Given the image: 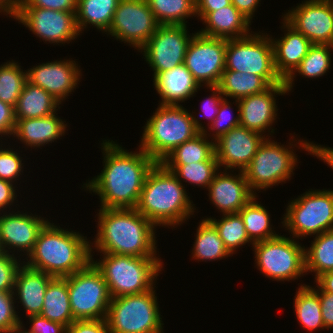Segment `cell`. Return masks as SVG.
I'll return each mask as SVG.
<instances>
[{
    "instance_id": "cell-1",
    "label": "cell",
    "mask_w": 333,
    "mask_h": 333,
    "mask_svg": "<svg viewBox=\"0 0 333 333\" xmlns=\"http://www.w3.org/2000/svg\"><path fill=\"white\" fill-rule=\"evenodd\" d=\"M101 145L104 167L84 188L99 195L101 208H136L146 176L157 162L140 146L139 152H128L113 140Z\"/></svg>"
},
{
    "instance_id": "cell-2",
    "label": "cell",
    "mask_w": 333,
    "mask_h": 333,
    "mask_svg": "<svg viewBox=\"0 0 333 333\" xmlns=\"http://www.w3.org/2000/svg\"><path fill=\"white\" fill-rule=\"evenodd\" d=\"M95 244L100 253L157 257L155 225L135 208H100Z\"/></svg>"
},
{
    "instance_id": "cell-3",
    "label": "cell",
    "mask_w": 333,
    "mask_h": 333,
    "mask_svg": "<svg viewBox=\"0 0 333 333\" xmlns=\"http://www.w3.org/2000/svg\"><path fill=\"white\" fill-rule=\"evenodd\" d=\"M90 244L79 232L67 231L49 221L38 234L28 267L64 278L83 269L90 261Z\"/></svg>"
},
{
    "instance_id": "cell-4",
    "label": "cell",
    "mask_w": 333,
    "mask_h": 333,
    "mask_svg": "<svg viewBox=\"0 0 333 333\" xmlns=\"http://www.w3.org/2000/svg\"><path fill=\"white\" fill-rule=\"evenodd\" d=\"M182 182L161 163L149 171L135 208L157 226H178L196 210Z\"/></svg>"
},
{
    "instance_id": "cell-5",
    "label": "cell",
    "mask_w": 333,
    "mask_h": 333,
    "mask_svg": "<svg viewBox=\"0 0 333 333\" xmlns=\"http://www.w3.org/2000/svg\"><path fill=\"white\" fill-rule=\"evenodd\" d=\"M180 105L159 104L144 126L140 147L157 163L206 128Z\"/></svg>"
},
{
    "instance_id": "cell-6",
    "label": "cell",
    "mask_w": 333,
    "mask_h": 333,
    "mask_svg": "<svg viewBox=\"0 0 333 333\" xmlns=\"http://www.w3.org/2000/svg\"><path fill=\"white\" fill-rule=\"evenodd\" d=\"M102 254L103 259L94 261L91 257V262L103 275L111 298L141 294L156 287L153 284L163 267L160 258Z\"/></svg>"
},
{
    "instance_id": "cell-7",
    "label": "cell",
    "mask_w": 333,
    "mask_h": 333,
    "mask_svg": "<svg viewBox=\"0 0 333 333\" xmlns=\"http://www.w3.org/2000/svg\"><path fill=\"white\" fill-rule=\"evenodd\" d=\"M155 291L111 298L105 318L109 333H164Z\"/></svg>"
},
{
    "instance_id": "cell-8",
    "label": "cell",
    "mask_w": 333,
    "mask_h": 333,
    "mask_svg": "<svg viewBox=\"0 0 333 333\" xmlns=\"http://www.w3.org/2000/svg\"><path fill=\"white\" fill-rule=\"evenodd\" d=\"M284 216L283 227L296 239L333 230V190L306 191L288 203Z\"/></svg>"
},
{
    "instance_id": "cell-9",
    "label": "cell",
    "mask_w": 333,
    "mask_h": 333,
    "mask_svg": "<svg viewBox=\"0 0 333 333\" xmlns=\"http://www.w3.org/2000/svg\"><path fill=\"white\" fill-rule=\"evenodd\" d=\"M225 70L253 73L263 77L271 86L283 82L275 70L273 46L268 34L255 33L227 40Z\"/></svg>"
},
{
    "instance_id": "cell-10",
    "label": "cell",
    "mask_w": 333,
    "mask_h": 333,
    "mask_svg": "<svg viewBox=\"0 0 333 333\" xmlns=\"http://www.w3.org/2000/svg\"><path fill=\"white\" fill-rule=\"evenodd\" d=\"M295 145L289 143L290 147H286L269 137L265 138L251 162L243 170L253 193L256 190H266L281 182L286 183L290 179L298 163V156L292 151V146Z\"/></svg>"
},
{
    "instance_id": "cell-11",
    "label": "cell",
    "mask_w": 333,
    "mask_h": 333,
    "mask_svg": "<svg viewBox=\"0 0 333 333\" xmlns=\"http://www.w3.org/2000/svg\"><path fill=\"white\" fill-rule=\"evenodd\" d=\"M296 239L278 235L254 243L257 268L276 281L296 280L306 273L305 247Z\"/></svg>"
},
{
    "instance_id": "cell-12",
    "label": "cell",
    "mask_w": 333,
    "mask_h": 333,
    "mask_svg": "<svg viewBox=\"0 0 333 333\" xmlns=\"http://www.w3.org/2000/svg\"><path fill=\"white\" fill-rule=\"evenodd\" d=\"M67 283L74 320L106 318L111 296L103 275L91 261L67 276Z\"/></svg>"
},
{
    "instance_id": "cell-13",
    "label": "cell",
    "mask_w": 333,
    "mask_h": 333,
    "mask_svg": "<svg viewBox=\"0 0 333 333\" xmlns=\"http://www.w3.org/2000/svg\"><path fill=\"white\" fill-rule=\"evenodd\" d=\"M187 25H159L156 32L139 49L153 69V78L184 63L187 47L193 35Z\"/></svg>"
},
{
    "instance_id": "cell-14",
    "label": "cell",
    "mask_w": 333,
    "mask_h": 333,
    "mask_svg": "<svg viewBox=\"0 0 333 333\" xmlns=\"http://www.w3.org/2000/svg\"><path fill=\"white\" fill-rule=\"evenodd\" d=\"M159 25L146 0H120L107 35L139 50Z\"/></svg>"
},
{
    "instance_id": "cell-15",
    "label": "cell",
    "mask_w": 333,
    "mask_h": 333,
    "mask_svg": "<svg viewBox=\"0 0 333 333\" xmlns=\"http://www.w3.org/2000/svg\"><path fill=\"white\" fill-rule=\"evenodd\" d=\"M226 39L208 37L198 31L187 47L184 65L200 86H218L225 70Z\"/></svg>"
},
{
    "instance_id": "cell-16",
    "label": "cell",
    "mask_w": 333,
    "mask_h": 333,
    "mask_svg": "<svg viewBox=\"0 0 333 333\" xmlns=\"http://www.w3.org/2000/svg\"><path fill=\"white\" fill-rule=\"evenodd\" d=\"M75 13L40 7H20L14 19L45 42L65 44L76 39L80 34Z\"/></svg>"
},
{
    "instance_id": "cell-17",
    "label": "cell",
    "mask_w": 333,
    "mask_h": 333,
    "mask_svg": "<svg viewBox=\"0 0 333 333\" xmlns=\"http://www.w3.org/2000/svg\"><path fill=\"white\" fill-rule=\"evenodd\" d=\"M283 19L312 44L333 46V0H306Z\"/></svg>"
},
{
    "instance_id": "cell-18",
    "label": "cell",
    "mask_w": 333,
    "mask_h": 333,
    "mask_svg": "<svg viewBox=\"0 0 333 333\" xmlns=\"http://www.w3.org/2000/svg\"><path fill=\"white\" fill-rule=\"evenodd\" d=\"M266 136L241 125L234 127L214 141L215 156L219 167L228 169L244 168L251 162L258 147Z\"/></svg>"
},
{
    "instance_id": "cell-19",
    "label": "cell",
    "mask_w": 333,
    "mask_h": 333,
    "mask_svg": "<svg viewBox=\"0 0 333 333\" xmlns=\"http://www.w3.org/2000/svg\"><path fill=\"white\" fill-rule=\"evenodd\" d=\"M26 73L28 82L41 87L60 103L74 92L82 76L74 60L42 63L28 69Z\"/></svg>"
},
{
    "instance_id": "cell-20",
    "label": "cell",
    "mask_w": 333,
    "mask_h": 333,
    "mask_svg": "<svg viewBox=\"0 0 333 333\" xmlns=\"http://www.w3.org/2000/svg\"><path fill=\"white\" fill-rule=\"evenodd\" d=\"M285 93L287 94L288 91L283 81L281 84L270 86L261 93L239 99L240 125L262 135L267 129L268 132L274 133L275 131L271 130V127L276 121L278 111L275 97L285 95Z\"/></svg>"
},
{
    "instance_id": "cell-21",
    "label": "cell",
    "mask_w": 333,
    "mask_h": 333,
    "mask_svg": "<svg viewBox=\"0 0 333 333\" xmlns=\"http://www.w3.org/2000/svg\"><path fill=\"white\" fill-rule=\"evenodd\" d=\"M2 215V212L0 213ZM0 215V243L5 253H9L10 249L17 251H25V255H29L37 240L38 234L48 220H44L40 216L28 215L27 212L7 214L3 212ZM39 217V218H38ZM8 248V249H6Z\"/></svg>"
},
{
    "instance_id": "cell-22",
    "label": "cell",
    "mask_w": 333,
    "mask_h": 333,
    "mask_svg": "<svg viewBox=\"0 0 333 333\" xmlns=\"http://www.w3.org/2000/svg\"><path fill=\"white\" fill-rule=\"evenodd\" d=\"M209 199L224 214L238 213L253 197L243 171L238 175L226 172L215 174L208 186Z\"/></svg>"
},
{
    "instance_id": "cell-23",
    "label": "cell",
    "mask_w": 333,
    "mask_h": 333,
    "mask_svg": "<svg viewBox=\"0 0 333 333\" xmlns=\"http://www.w3.org/2000/svg\"><path fill=\"white\" fill-rule=\"evenodd\" d=\"M283 29H287L283 37H270L273 46L274 66L277 74L285 81L300 65L312 43L300 32L296 31L283 19Z\"/></svg>"
},
{
    "instance_id": "cell-24",
    "label": "cell",
    "mask_w": 333,
    "mask_h": 333,
    "mask_svg": "<svg viewBox=\"0 0 333 333\" xmlns=\"http://www.w3.org/2000/svg\"><path fill=\"white\" fill-rule=\"evenodd\" d=\"M54 277L28 267L24 262L19 267L14 284V295L24 307L28 316L41 314L43 300L49 282Z\"/></svg>"
},
{
    "instance_id": "cell-25",
    "label": "cell",
    "mask_w": 333,
    "mask_h": 333,
    "mask_svg": "<svg viewBox=\"0 0 333 333\" xmlns=\"http://www.w3.org/2000/svg\"><path fill=\"white\" fill-rule=\"evenodd\" d=\"M154 86L164 105H180L200 89L198 82L184 64L156 75Z\"/></svg>"
},
{
    "instance_id": "cell-26",
    "label": "cell",
    "mask_w": 333,
    "mask_h": 333,
    "mask_svg": "<svg viewBox=\"0 0 333 333\" xmlns=\"http://www.w3.org/2000/svg\"><path fill=\"white\" fill-rule=\"evenodd\" d=\"M56 112L41 118L16 119L14 137H17L26 146L40 148L64 136L67 130L62 119Z\"/></svg>"
},
{
    "instance_id": "cell-27",
    "label": "cell",
    "mask_w": 333,
    "mask_h": 333,
    "mask_svg": "<svg viewBox=\"0 0 333 333\" xmlns=\"http://www.w3.org/2000/svg\"><path fill=\"white\" fill-rule=\"evenodd\" d=\"M202 21L206 27L199 33L204 36L230 40L251 34V22L233 4L210 12Z\"/></svg>"
},
{
    "instance_id": "cell-28",
    "label": "cell",
    "mask_w": 333,
    "mask_h": 333,
    "mask_svg": "<svg viewBox=\"0 0 333 333\" xmlns=\"http://www.w3.org/2000/svg\"><path fill=\"white\" fill-rule=\"evenodd\" d=\"M60 104L44 89L26 81L14 106L15 119L46 117L58 111Z\"/></svg>"
},
{
    "instance_id": "cell-29",
    "label": "cell",
    "mask_w": 333,
    "mask_h": 333,
    "mask_svg": "<svg viewBox=\"0 0 333 333\" xmlns=\"http://www.w3.org/2000/svg\"><path fill=\"white\" fill-rule=\"evenodd\" d=\"M66 328L74 321L69 300L67 277H54L48 284L41 314Z\"/></svg>"
},
{
    "instance_id": "cell-30",
    "label": "cell",
    "mask_w": 333,
    "mask_h": 333,
    "mask_svg": "<svg viewBox=\"0 0 333 333\" xmlns=\"http://www.w3.org/2000/svg\"><path fill=\"white\" fill-rule=\"evenodd\" d=\"M207 131L200 132L170 152L160 163L162 165H186L201 161H217L214 139L209 141Z\"/></svg>"
},
{
    "instance_id": "cell-31",
    "label": "cell",
    "mask_w": 333,
    "mask_h": 333,
    "mask_svg": "<svg viewBox=\"0 0 333 333\" xmlns=\"http://www.w3.org/2000/svg\"><path fill=\"white\" fill-rule=\"evenodd\" d=\"M120 0H77L76 24L79 33L88 24L107 33Z\"/></svg>"
},
{
    "instance_id": "cell-32",
    "label": "cell",
    "mask_w": 333,
    "mask_h": 333,
    "mask_svg": "<svg viewBox=\"0 0 333 333\" xmlns=\"http://www.w3.org/2000/svg\"><path fill=\"white\" fill-rule=\"evenodd\" d=\"M271 85L261 76L233 70H224L218 87L226 98L239 100L261 93Z\"/></svg>"
},
{
    "instance_id": "cell-33",
    "label": "cell",
    "mask_w": 333,
    "mask_h": 333,
    "mask_svg": "<svg viewBox=\"0 0 333 333\" xmlns=\"http://www.w3.org/2000/svg\"><path fill=\"white\" fill-rule=\"evenodd\" d=\"M196 232V240L192 249V258H195V260L218 261V259L232 255L224 246L218 230L209 220L203 219Z\"/></svg>"
},
{
    "instance_id": "cell-34",
    "label": "cell",
    "mask_w": 333,
    "mask_h": 333,
    "mask_svg": "<svg viewBox=\"0 0 333 333\" xmlns=\"http://www.w3.org/2000/svg\"><path fill=\"white\" fill-rule=\"evenodd\" d=\"M294 311L297 319L308 331L326 329L321 314L319 291L309 285H301L294 296Z\"/></svg>"
},
{
    "instance_id": "cell-35",
    "label": "cell",
    "mask_w": 333,
    "mask_h": 333,
    "mask_svg": "<svg viewBox=\"0 0 333 333\" xmlns=\"http://www.w3.org/2000/svg\"><path fill=\"white\" fill-rule=\"evenodd\" d=\"M253 197L238 213L240 214L249 239L253 242L265 241L278 236L272 230L269 212Z\"/></svg>"
},
{
    "instance_id": "cell-36",
    "label": "cell",
    "mask_w": 333,
    "mask_h": 333,
    "mask_svg": "<svg viewBox=\"0 0 333 333\" xmlns=\"http://www.w3.org/2000/svg\"><path fill=\"white\" fill-rule=\"evenodd\" d=\"M332 45L312 44L307 55L302 59L300 65L294 72L284 81L288 93L291 91L296 72L305 78H316L323 76L331 66V50Z\"/></svg>"
},
{
    "instance_id": "cell-37",
    "label": "cell",
    "mask_w": 333,
    "mask_h": 333,
    "mask_svg": "<svg viewBox=\"0 0 333 333\" xmlns=\"http://www.w3.org/2000/svg\"><path fill=\"white\" fill-rule=\"evenodd\" d=\"M305 248V269L315 272V279L328 271H333V230L321 233Z\"/></svg>"
},
{
    "instance_id": "cell-38",
    "label": "cell",
    "mask_w": 333,
    "mask_h": 333,
    "mask_svg": "<svg viewBox=\"0 0 333 333\" xmlns=\"http://www.w3.org/2000/svg\"><path fill=\"white\" fill-rule=\"evenodd\" d=\"M160 25H187L188 17L196 15L195 0H146Z\"/></svg>"
},
{
    "instance_id": "cell-39",
    "label": "cell",
    "mask_w": 333,
    "mask_h": 333,
    "mask_svg": "<svg viewBox=\"0 0 333 333\" xmlns=\"http://www.w3.org/2000/svg\"><path fill=\"white\" fill-rule=\"evenodd\" d=\"M209 220L218 230L220 238L224 242V246L231 254L236 253V249L246 243H254L249 239L245 225L239 213L224 214L221 220L205 218Z\"/></svg>"
},
{
    "instance_id": "cell-40",
    "label": "cell",
    "mask_w": 333,
    "mask_h": 333,
    "mask_svg": "<svg viewBox=\"0 0 333 333\" xmlns=\"http://www.w3.org/2000/svg\"><path fill=\"white\" fill-rule=\"evenodd\" d=\"M27 81V73L18 62L8 61L0 66V100L11 106L16 102Z\"/></svg>"
},
{
    "instance_id": "cell-41",
    "label": "cell",
    "mask_w": 333,
    "mask_h": 333,
    "mask_svg": "<svg viewBox=\"0 0 333 333\" xmlns=\"http://www.w3.org/2000/svg\"><path fill=\"white\" fill-rule=\"evenodd\" d=\"M171 171L180 182L197 185L208 189L209 184L213 181L216 171L220 170L218 161H201L186 165H163Z\"/></svg>"
},
{
    "instance_id": "cell-42",
    "label": "cell",
    "mask_w": 333,
    "mask_h": 333,
    "mask_svg": "<svg viewBox=\"0 0 333 333\" xmlns=\"http://www.w3.org/2000/svg\"><path fill=\"white\" fill-rule=\"evenodd\" d=\"M236 105L238 106V110H237V115L236 117H228V113H230V102H228L226 100V98H224L221 103H220V107L218 110V113L213 121V123L210 125L209 127V123H208V128L210 130H212V134H213V138L215 139V141L221 137L222 135L226 134L227 132H229L231 129H233L236 126L240 125V108H239V103L238 100H235ZM229 111V112H228ZM228 112V113H227ZM227 116V117H226Z\"/></svg>"
},
{
    "instance_id": "cell-43",
    "label": "cell",
    "mask_w": 333,
    "mask_h": 333,
    "mask_svg": "<svg viewBox=\"0 0 333 333\" xmlns=\"http://www.w3.org/2000/svg\"><path fill=\"white\" fill-rule=\"evenodd\" d=\"M22 157L11 148L0 147V179L14 183L23 172ZM15 179V180H14Z\"/></svg>"
},
{
    "instance_id": "cell-44",
    "label": "cell",
    "mask_w": 333,
    "mask_h": 333,
    "mask_svg": "<svg viewBox=\"0 0 333 333\" xmlns=\"http://www.w3.org/2000/svg\"><path fill=\"white\" fill-rule=\"evenodd\" d=\"M13 292H0V333L8 332L21 324V317L16 312Z\"/></svg>"
},
{
    "instance_id": "cell-45",
    "label": "cell",
    "mask_w": 333,
    "mask_h": 333,
    "mask_svg": "<svg viewBox=\"0 0 333 333\" xmlns=\"http://www.w3.org/2000/svg\"><path fill=\"white\" fill-rule=\"evenodd\" d=\"M22 264L14 253H4L0 256V292H13L15 277Z\"/></svg>"
},
{
    "instance_id": "cell-46",
    "label": "cell",
    "mask_w": 333,
    "mask_h": 333,
    "mask_svg": "<svg viewBox=\"0 0 333 333\" xmlns=\"http://www.w3.org/2000/svg\"><path fill=\"white\" fill-rule=\"evenodd\" d=\"M20 7H40L66 12H76L77 0H23Z\"/></svg>"
},
{
    "instance_id": "cell-47",
    "label": "cell",
    "mask_w": 333,
    "mask_h": 333,
    "mask_svg": "<svg viewBox=\"0 0 333 333\" xmlns=\"http://www.w3.org/2000/svg\"><path fill=\"white\" fill-rule=\"evenodd\" d=\"M67 333H109L106 319L74 320L68 327Z\"/></svg>"
},
{
    "instance_id": "cell-48",
    "label": "cell",
    "mask_w": 333,
    "mask_h": 333,
    "mask_svg": "<svg viewBox=\"0 0 333 333\" xmlns=\"http://www.w3.org/2000/svg\"><path fill=\"white\" fill-rule=\"evenodd\" d=\"M31 327L28 329L32 333H67V328L57 322H53L42 315L28 316Z\"/></svg>"
},
{
    "instance_id": "cell-49",
    "label": "cell",
    "mask_w": 333,
    "mask_h": 333,
    "mask_svg": "<svg viewBox=\"0 0 333 333\" xmlns=\"http://www.w3.org/2000/svg\"><path fill=\"white\" fill-rule=\"evenodd\" d=\"M16 125L14 107L0 100V135H13Z\"/></svg>"
},
{
    "instance_id": "cell-50",
    "label": "cell",
    "mask_w": 333,
    "mask_h": 333,
    "mask_svg": "<svg viewBox=\"0 0 333 333\" xmlns=\"http://www.w3.org/2000/svg\"><path fill=\"white\" fill-rule=\"evenodd\" d=\"M207 88H209L213 94L212 96L206 98V102H203L204 104H202L201 109L203 110V113L210 118L209 123L211 125L218 113L220 103L225 97L221 93L218 86H207Z\"/></svg>"
},
{
    "instance_id": "cell-51",
    "label": "cell",
    "mask_w": 333,
    "mask_h": 333,
    "mask_svg": "<svg viewBox=\"0 0 333 333\" xmlns=\"http://www.w3.org/2000/svg\"><path fill=\"white\" fill-rule=\"evenodd\" d=\"M299 141L300 140H298L297 144H299L302 149H305V151H308L311 155L316 156L319 160H323L333 169V148L322 147L313 142H307V140L303 141V139L300 142Z\"/></svg>"
},
{
    "instance_id": "cell-52",
    "label": "cell",
    "mask_w": 333,
    "mask_h": 333,
    "mask_svg": "<svg viewBox=\"0 0 333 333\" xmlns=\"http://www.w3.org/2000/svg\"><path fill=\"white\" fill-rule=\"evenodd\" d=\"M321 314L326 329L333 328V293L319 291Z\"/></svg>"
},
{
    "instance_id": "cell-53",
    "label": "cell",
    "mask_w": 333,
    "mask_h": 333,
    "mask_svg": "<svg viewBox=\"0 0 333 333\" xmlns=\"http://www.w3.org/2000/svg\"><path fill=\"white\" fill-rule=\"evenodd\" d=\"M196 16L203 20L210 12L231 5V0H195Z\"/></svg>"
},
{
    "instance_id": "cell-54",
    "label": "cell",
    "mask_w": 333,
    "mask_h": 333,
    "mask_svg": "<svg viewBox=\"0 0 333 333\" xmlns=\"http://www.w3.org/2000/svg\"><path fill=\"white\" fill-rule=\"evenodd\" d=\"M16 195L15 186L6 180L0 179V211H4L10 205H13Z\"/></svg>"
},
{
    "instance_id": "cell-55",
    "label": "cell",
    "mask_w": 333,
    "mask_h": 333,
    "mask_svg": "<svg viewBox=\"0 0 333 333\" xmlns=\"http://www.w3.org/2000/svg\"><path fill=\"white\" fill-rule=\"evenodd\" d=\"M260 0H231V3L240 11L250 22L254 16Z\"/></svg>"
},
{
    "instance_id": "cell-56",
    "label": "cell",
    "mask_w": 333,
    "mask_h": 333,
    "mask_svg": "<svg viewBox=\"0 0 333 333\" xmlns=\"http://www.w3.org/2000/svg\"><path fill=\"white\" fill-rule=\"evenodd\" d=\"M315 280L318 291L333 293V271L325 272L319 275Z\"/></svg>"
},
{
    "instance_id": "cell-57",
    "label": "cell",
    "mask_w": 333,
    "mask_h": 333,
    "mask_svg": "<svg viewBox=\"0 0 333 333\" xmlns=\"http://www.w3.org/2000/svg\"><path fill=\"white\" fill-rule=\"evenodd\" d=\"M23 0H0V13L15 18Z\"/></svg>"
},
{
    "instance_id": "cell-58",
    "label": "cell",
    "mask_w": 333,
    "mask_h": 333,
    "mask_svg": "<svg viewBox=\"0 0 333 333\" xmlns=\"http://www.w3.org/2000/svg\"><path fill=\"white\" fill-rule=\"evenodd\" d=\"M24 329H25L24 325H23V323H21V324L13 327L12 329H10L8 332H5V333H32L29 330L27 331V329L26 330H24Z\"/></svg>"
},
{
    "instance_id": "cell-59",
    "label": "cell",
    "mask_w": 333,
    "mask_h": 333,
    "mask_svg": "<svg viewBox=\"0 0 333 333\" xmlns=\"http://www.w3.org/2000/svg\"><path fill=\"white\" fill-rule=\"evenodd\" d=\"M5 252L2 249L1 243H0V256L3 255Z\"/></svg>"
}]
</instances>
